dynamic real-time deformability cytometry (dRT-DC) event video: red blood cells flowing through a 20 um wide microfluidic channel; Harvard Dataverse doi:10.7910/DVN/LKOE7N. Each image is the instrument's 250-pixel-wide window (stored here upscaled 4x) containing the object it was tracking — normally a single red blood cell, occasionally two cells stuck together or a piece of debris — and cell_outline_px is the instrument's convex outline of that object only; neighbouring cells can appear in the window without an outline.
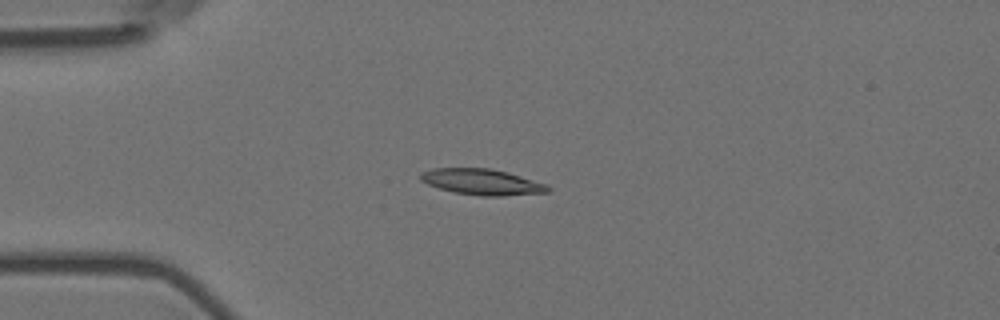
{"species": "Egyptian fruit bat (a non-hibernating species)", "species_latin": "Rousettus aegyptiacus", "temperature_condition": "room temperature", "stored_images_in_passage": 14, "camera_frame_rate_fps": 3000, "um_per_image_px": 0.085, "animal": {"sex": "female"}, "frame": {"image": 1, "passage_image": 3, "time_ms": 0.667, "image_size_px": [1000, 320], "cell_outline_px": [[552, 188], [548, 192], [504, 196], [480, 196], [452, 192], [428, 184], [420, 180], [420, 172], [432, 168], [492, 168], [508, 172], [548, 184]], "centroid_in_image_um": [40.99, 15.46], "position_along_channel_um": 44.0, "area_um2": 19.48}}
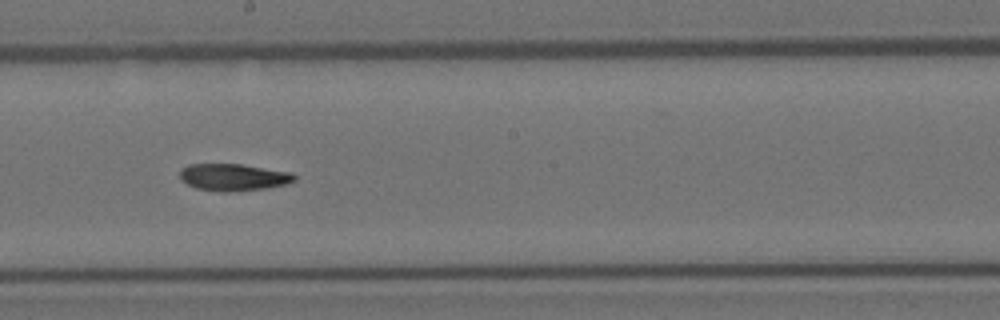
{"frame": {"image": 2, "passage_image": 8, "time_ms": 2.333, "image_size_px": [1000, 320], "cell_outline_px": [[296, 180], [288, 184], [268, 188], [228, 192], [224, 192], [196, 188], [180, 180], [180, 168], [188, 164], [240, 164], [292, 172], [296, 176]], "centroid_in_image_um": [19.85, 15.06], "position_along_channel_um": 228.3, "area_um2": 18.21}}
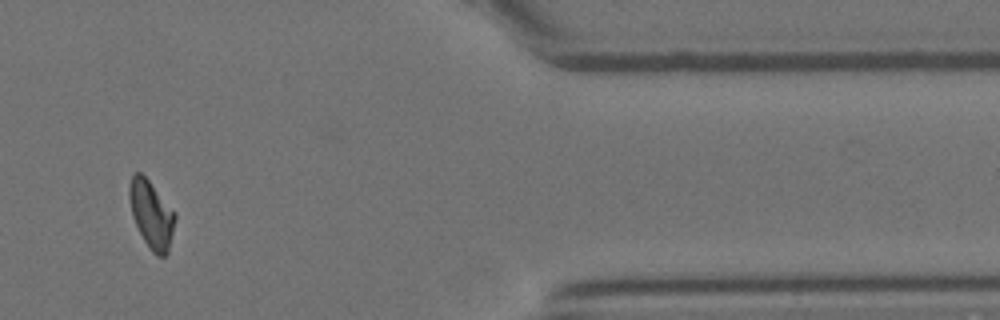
{"frame": {"image": 3, "passage_image": 12, "time_ms": 3.667, "image_size_px": [1000, 320], "cell_outline_px": [[176, 220], [168, 252], [164, 256], [156, 256], [152, 252], [144, 240], [132, 216], [128, 196], [128, 188], [132, 176], [136, 172], [140, 172], [148, 180], [176, 212]], "centroid_in_image_um": [12.88, 18.23], "position_along_channel_um": 398.5, "area_um2": 17.98}}